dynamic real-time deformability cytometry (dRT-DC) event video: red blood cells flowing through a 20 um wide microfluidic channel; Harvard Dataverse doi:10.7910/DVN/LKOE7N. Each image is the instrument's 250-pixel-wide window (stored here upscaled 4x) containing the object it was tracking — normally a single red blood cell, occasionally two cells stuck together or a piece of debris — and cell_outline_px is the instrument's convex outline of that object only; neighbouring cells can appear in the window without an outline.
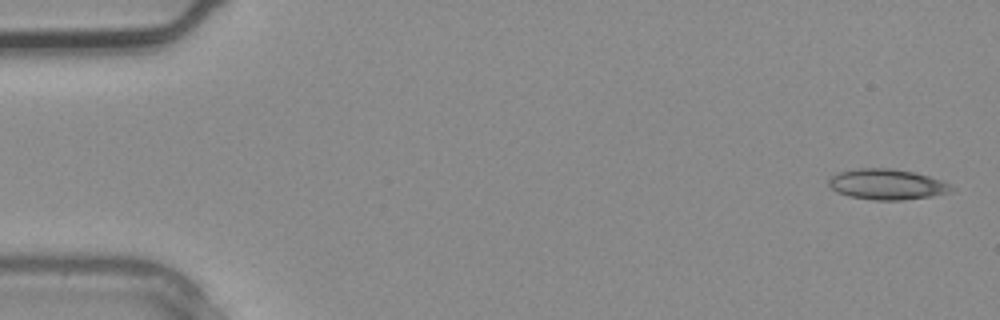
{"species": "common noctule bat (a hibernating species)", "species_latin": "Nyctalus noctula", "temperature_condition": "warm", "stored_images_in_passage": 4, "camera_frame_rate_fps": 3000, "um_per_image_px": 0.085, "animal": {"sex": "male", "body_mass_g": 20.4}, "frame": {"image": 1, "passage_image": 1, "time_ms": 0.0, "image_size_px": [1000, 320], "cell_outline_px": [[956, 188], [952, 192], [932, 196], [904, 200], [872, 200], [848, 196], [836, 192], [828, 184], [828, 180], [836, 172], [856, 168], [892, 168], [912, 172], [928, 176], [952, 184]], "centroid_in_image_um": [75.4, 15.67], "position_along_channel_um": 9.6, "area_um2": 22.14}}
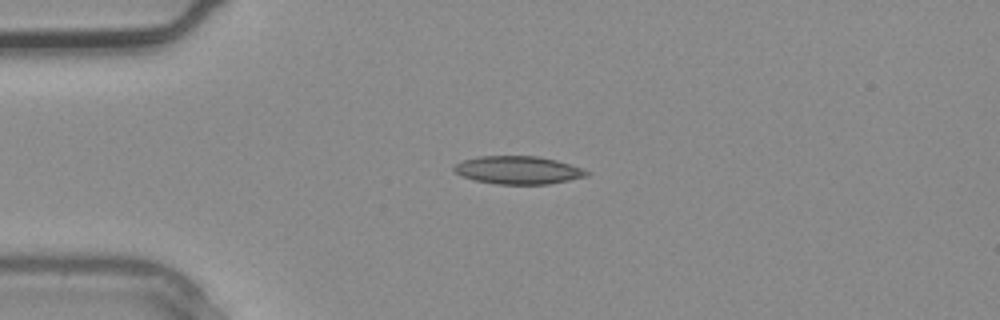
{"frame": {"image": 2, "passage_image": 3, "time_ms": 0.667, "image_size_px": [1000, 320], "cell_outline_px": [[592, 172], [588, 176], [548, 184], [496, 184], [476, 180], [464, 176], [456, 172], [452, 168], [456, 164], [464, 160], [480, 156], [540, 156], [556, 160]], "centroid_in_image_um": [44.07, 14.45], "position_along_channel_um": 40.9, "area_um2": 21.39}}
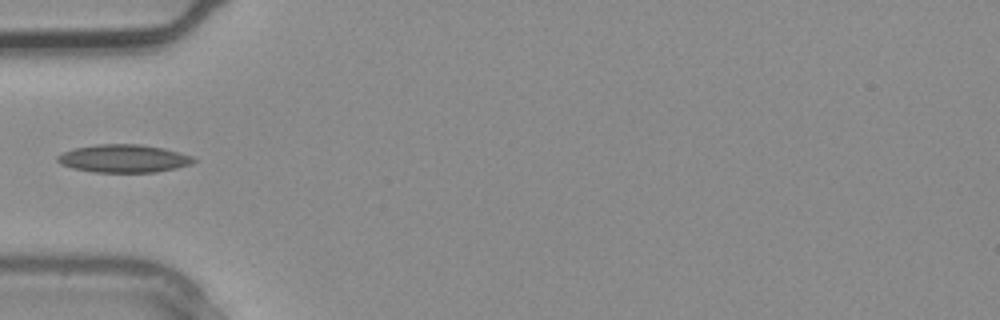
{"frame": {"image": 3, "passage_image": 4, "time_ms": 1.0, "image_size_px": [1000, 320], "cell_outline_px": [[196, 160], [192, 164], [176, 168], [156, 172], [92, 172], [72, 168], [60, 164], [56, 160], [56, 156], [64, 152], [76, 148], [96, 144], [140, 144], [164, 148], [180, 152], [192, 156]], "centroid_in_image_um": [10.52, 13.47], "position_along_channel_um": 74.5, "area_um2": 22.25}}